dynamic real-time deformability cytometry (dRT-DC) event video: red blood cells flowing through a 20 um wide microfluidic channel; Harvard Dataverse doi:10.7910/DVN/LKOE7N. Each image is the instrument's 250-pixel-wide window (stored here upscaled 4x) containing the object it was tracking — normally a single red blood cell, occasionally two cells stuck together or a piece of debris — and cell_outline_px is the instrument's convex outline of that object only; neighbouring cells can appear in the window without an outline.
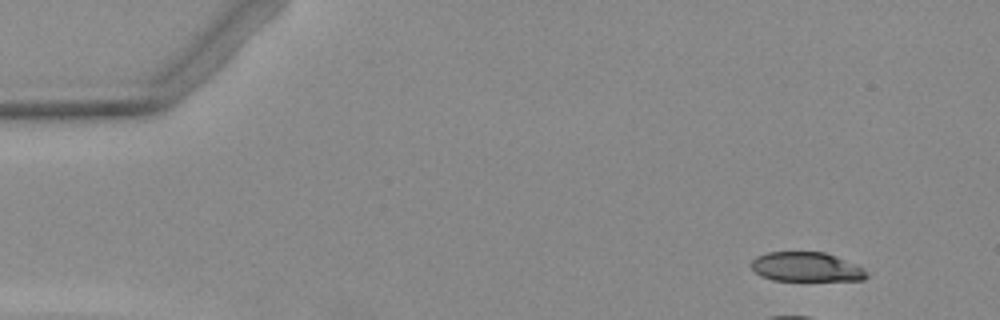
{"species": "Egyptian fruit bat (a non-hibernating species)", "species_latin": "Rousettus aegyptiacus", "temperature_condition": "warm", "stored_images_in_passage": 5, "segment_of_instrument_passage": [2, 2], "camera_frame_rate_fps": 3000, "um_per_image_px": 0.085, "animal": {"sex": "female"}, "frame": {"image": 1, "passage_image": 5, "time_ms": 7.333, "image_size_px": [1000, 320], "cell_outline_px": [[868, 276], [864, 280], [772, 280], [756, 272], [752, 268], [752, 260], [756, 256], [768, 252], [824, 252], [836, 256], [856, 264], [864, 268]], "centroid_in_image_um": [68.56, 22.68], "position_along_channel_um": 16.4, "area_um2": 19.59}}